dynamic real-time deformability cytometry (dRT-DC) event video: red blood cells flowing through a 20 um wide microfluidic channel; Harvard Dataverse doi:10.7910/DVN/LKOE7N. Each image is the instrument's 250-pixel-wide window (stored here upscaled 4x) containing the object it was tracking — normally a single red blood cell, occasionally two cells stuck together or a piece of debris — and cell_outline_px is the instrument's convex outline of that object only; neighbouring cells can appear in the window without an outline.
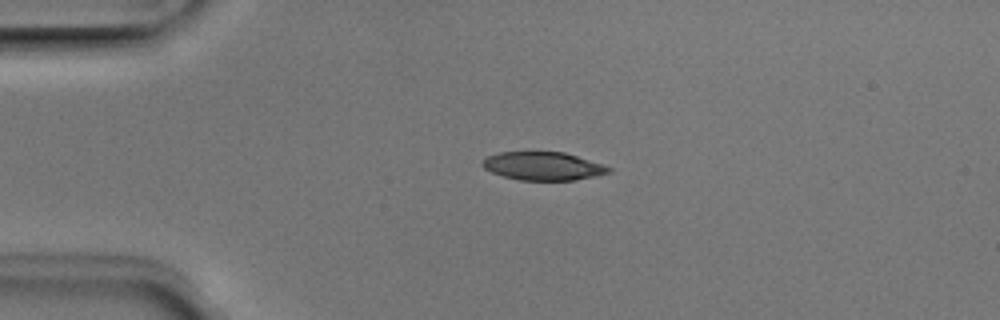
{"species": "Egyptian fruit bat (a non-hibernating species)", "species_latin": "Rousettus aegyptiacus", "temperature_condition": "room temperature", "stored_images_in_passage": 4, "camera_frame_rate_fps": 3000, "um_per_image_px": 0.085, "animal": {"sex": "male"}, "frame": {"image": 1, "passage_image": 2, "time_ms": 0.333, "image_size_px": [1000, 320], "cell_outline_px": [[612, 172], [596, 176], [576, 180], [520, 180], [504, 176], [492, 172], [484, 168], [480, 164], [488, 156], [500, 152], [564, 152], [604, 164], [612, 168]], "centroid_in_image_um": [46.21, 14.12], "position_along_channel_um": 38.8, "area_um2": 20.81}}